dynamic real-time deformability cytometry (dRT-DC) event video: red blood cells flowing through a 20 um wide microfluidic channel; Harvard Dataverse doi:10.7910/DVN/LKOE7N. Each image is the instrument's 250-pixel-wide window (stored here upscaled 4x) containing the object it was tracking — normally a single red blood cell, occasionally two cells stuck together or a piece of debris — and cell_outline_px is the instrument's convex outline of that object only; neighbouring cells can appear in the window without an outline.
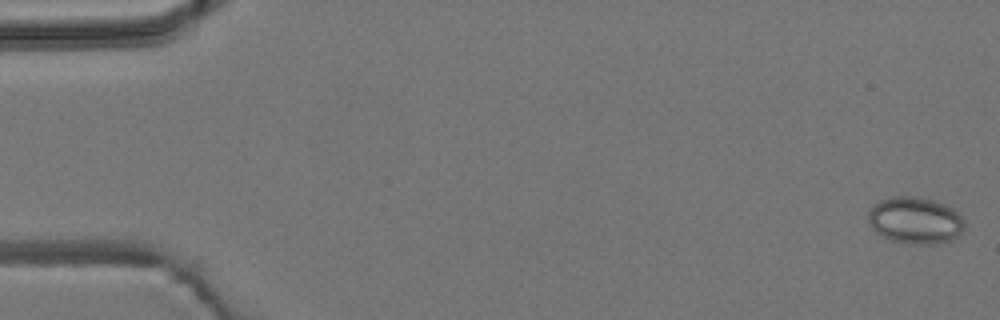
{"species": "common noctule bat (a hibernating species)", "species_latin": "Nyctalus noctula", "temperature_condition": "room temperature", "stored_images_in_passage": 4, "camera_frame_rate_fps": 3000, "um_per_image_px": 0.085, "animal": {"sex": "male", "body_mass_g": 19.2, "forearm_length_mm": 51.8}, "frame": {"image": 1, "passage_image": 1, "time_ms": 0.0, "image_size_px": [1000, 320], "cell_outline_px": [[964, 228], [952, 240], [936, 244], [912, 244], [892, 240], [880, 236], [868, 224], [868, 212], [872, 204], [880, 200], [896, 196], [916, 196], [948, 204], [956, 208], [964, 220]], "centroid_in_image_um": [77.79, 18.72], "position_along_channel_um": 7.2, "area_um2": 26.7}}